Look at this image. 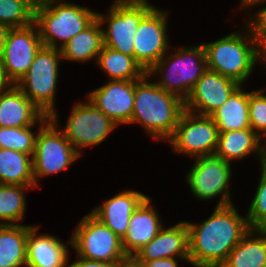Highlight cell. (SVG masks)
Wrapping results in <instances>:
<instances>
[{
  "mask_svg": "<svg viewBox=\"0 0 266 267\" xmlns=\"http://www.w3.org/2000/svg\"><path fill=\"white\" fill-rule=\"evenodd\" d=\"M42 46L35 23L9 31L3 49L2 62L5 75L11 84H16L25 75Z\"/></svg>",
  "mask_w": 266,
  "mask_h": 267,
  "instance_id": "obj_14",
  "label": "cell"
},
{
  "mask_svg": "<svg viewBox=\"0 0 266 267\" xmlns=\"http://www.w3.org/2000/svg\"><path fill=\"white\" fill-rule=\"evenodd\" d=\"M135 80H110L91 90L87 99L118 126L130 124L134 109Z\"/></svg>",
  "mask_w": 266,
  "mask_h": 267,
  "instance_id": "obj_16",
  "label": "cell"
},
{
  "mask_svg": "<svg viewBox=\"0 0 266 267\" xmlns=\"http://www.w3.org/2000/svg\"><path fill=\"white\" fill-rule=\"evenodd\" d=\"M49 118L15 84L0 90V127L35 126Z\"/></svg>",
  "mask_w": 266,
  "mask_h": 267,
  "instance_id": "obj_18",
  "label": "cell"
},
{
  "mask_svg": "<svg viewBox=\"0 0 266 267\" xmlns=\"http://www.w3.org/2000/svg\"><path fill=\"white\" fill-rule=\"evenodd\" d=\"M0 184L35 186L32 157L23 152L0 148Z\"/></svg>",
  "mask_w": 266,
  "mask_h": 267,
  "instance_id": "obj_27",
  "label": "cell"
},
{
  "mask_svg": "<svg viewBox=\"0 0 266 267\" xmlns=\"http://www.w3.org/2000/svg\"><path fill=\"white\" fill-rule=\"evenodd\" d=\"M149 79L146 73L141 79L135 80L131 124H140L154 140L168 141L185 110V102Z\"/></svg>",
  "mask_w": 266,
  "mask_h": 267,
  "instance_id": "obj_2",
  "label": "cell"
},
{
  "mask_svg": "<svg viewBox=\"0 0 266 267\" xmlns=\"http://www.w3.org/2000/svg\"><path fill=\"white\" fill-rule=\"evenodd\" d=\"M104 46L102 26L97 18L83 31L72 38L61 50L62 60L73 62H97Z\"/></svg>",
  "mask_w": 266,
  "mask_h": 267,
  "instance_id": "obj_26",
  "label": "cell"
},
{
  "mask_svg": "<svg viewBox=\"0 0 266 267\" xmlns=\"http://www.w3.org/2000/svg\"><path fill=\"white\" fill-rule=\"evenodd\" d=\"M58 117L55 112L44 124H38L32 156L35 187L39 178L60 173L81 157L58 128Z\"/></svg>",
  "mask_w": 266,
  "mask_h": 267,
  "instance_id": "obj_8",
  "label": "cell"
},
{
  "mask_svg": "<svg viewBox=\"0 0 266 267\" xmlns=\"http://www.w3.org/2000/svg\"><path fill=\"white\" fill-rule=\"evenodd\" d=\"M240 86L235 80L207 69L185 100V109L210 116Z\"/></svg>",
  "mask_w": 266,
  "mask_h": 267,
  "instance_id": "obj_15",
  "label": "cell"
},
{
  "mask_svg": "<svg viewBox=\"0 0 266 267\" xmlns=\"http://www.w3.org/2000/svg\"><path fill=\"white\" fill-rule=\"evenodd\" d=\"M117 126L86 98V102L79 101L72 107L66 126L61 130L82 156V148L101 144Z\"/></svg>",
  "mask_w": 266,
  "mask_h": 267,
  "instance_id": "obj_12",
  "label": "cell"
},
{
  "mask_svg": "<svg viewBox=\"0 0 266 267\" xmlns=\"http://www.w3.org/2000/svg\"><path fill=\"white\" fill-rule=\"evenodd\" d=\"M95 63L109 80H139L147 73L134 57L106 46H103Z\"/></svg>",
  "mask_w": 266,
  "mask_h": 267,
  "instance_id": "obj_28",
  "label": "cell"
},
{
  "mask_svg": "<svg viewBox=\"0 0 266 267\" xmlns=\"http://www.w3.org/2000/svg\"><path fill=\"white\" fill-rule=\"evenodd\" d=\"M10 30L9 26L0 23V58H2L4 45Z\"/></svg>",
  "mask_w": 266,
  "mask_h": 267,
  "instance_id": "obj_37",
  "label": "cell"
},
{
  "mask_svg": "<svg viewBox=\"0 0 266 267\" xmlns=\"http://www.w3.org/2000/svg\"><path fill=\"white\" fill-rule=\"evenodd\" d=\"M167 55L166 53L147 73L150 77L160 73L161 77L159 81H155L156 84L185 102L198 79L207 70L204 47L197 44L175 48L172 54Z\"/></svg>",
  "mask_w": 266,
  "mask_h": 267,
  "instance_id": "obj_5",
  "label": "cell"
},
{
  "mask_svg": "<svg viewBox=\"0 0 266 267\" xmlns=\"http://www.w3.org/2000/svg\"><path fill=\"white\" fill-rule=\"evenodd\" d=\"M106 14L96 13L104 46L134 57L133 39L141 20L155 7L148 0H114Z\"/></svg>",
  "mask_w": 266,
  "mask_h": 267,
  "instance_id": "obj_7",
  "label": "cell"
},
{
  "mask_svg": "<svg viewBox=\"0 0 266 267\" xmlns=\"http://www.w3.org/2000/svg\"><path fill=\"white\" fill-rule=\"evenodd\" d=\"M168 12L156 6L141 20L133 39L134 58L148 72L169 52Z\"/></svg>",
  "mask_w": 266,
  "mask_h": 267,
  "instance_id": "obj_13",
  "label": "cell"
},
{
  "mask_svg": "<svg viewBox=\"0 0 266 267\" xmlns=\"http://www.w3.org/2000/svg\"><path fill=\"white\" fill-rule=\"evenodd\" d=\"M262 140L252 128L219 132L215 155L232 163L255 153L261 163L266 161V142L263 145Z\"/></svg>",
  "mask_w": 266,
  "mask_h": 267,
  "instance_id": "obj_22",
  "label": "cell"
},
{
  "mask_svg": "<svg viewBox=\"0 0 266 267\" xmlns=\"http://www.w3.org/2000/svg\"><path fill=\"white\" fill-rule=\"evenodd\" d=\"M251 14H246L247 16L249 15L248 22L246 23L251 27L254 38L259 44L263 55L266 57V7L264 6L254 14Z\"/></svg>",
  "mask_w": 266,
  "mask_h": 267,
  "instance_id": "obj_34",
  "label": "cell"
},
{
  "mask_svg": "<svg viewBox=\"0 0 266 267\" xmlns=\"http://www.w3.org/2000/svg\"><path fill=\"white\" fill-rule=\"evenodd\" d=\"M266 89L248 92L249 122L251 128L266 142Z\"/></svg>",
  "mask_w": 266,
  "mask_h": 267,
  "instance_id": "obj_33",
  "label": "cell"
},
{
  "mask_svg": "<svg viewBox=\"0 0 266 267\" xmlns=\"http://www.w3.org/2000/svg\"><path fill=\"white\" fill-rule=\"evenodd\" d=\"M243 88V85H240L227 101L210 115L219 132L251 128L248 92Z\"/></svg>",
  "mask_w": 266,
  "mask_h": 267,
  "instance_id": "obj_25",
  "label": "cell"
},
{
  "mask_svg": "<svg viewBox=\"0 0 266 267\" xmlns=\"http://www.w3.org/2000/svg\"><path fill=\"white\" fill-rule=\"evenodd\" d=\"M260 165V181L246 213L250 229H266V161Z\"/></svg>",
  "mask_w": 266,
  "mask_h": 267,
  "instance_id": "obj_32",
  "label": "cell"
},
{
  "mask_svg": "<svg viewBox=\"0 0 266 267\" xmlns=\"http://www.w3.org/2000/svg\"><path fill=\"white\" fill-rule=\"evenodd\" d=\"M35 8L26 0H0V23L23 28L34 23Z\"/></svg>",
  "mask_w": 266,
  "mask_h": 267,
  "instance_id": "obj_30",
  "label": "cell"
},
{
  "mask_svg": "<svg viewBox=\"0 0 266 267\" xmlns=\"http://www.w3.org/2000/svg\"><path fill=\"white\" fill-rule=\"evenodd\" d=\"M30 5H32L34 8L41 6V0H26Z\"/></svg>",
  "mask_w": 266,
  "mask_h": 267,
  "instance_id": "obj_40",
  "label": "cell"
},
{
  "mask_svg": "<svg viewBox=\"0 0 266 267\" xmlns=\"http://www.w3.org/2000/svg\"><path fill=\"white\" fill-rule=\"evenodd\" d=\"M177 257L189 262L188 225L181 221L165 228L130 259L132 263H146L155 259Z\"/></svg>",
  "mask_w": 266,
  "mask_h": 267,
  "instance_id": "obj_17",
  "label": "cell"
},
{
  "mask_svg": "<svg viewBox=\"0 0 266 267\" xmlns=\"http://www.w3.org/2000/svg\"><path fill=\"white\" fill-rule=\"evenodd\" d=\"M234 204L215 207L200 224L188 225L189 262L193 267H220L250 230L247 217Z\"/></svg>",
  "mask_w": 266,
  "mask_h": 267,
  "instance_id": "obj_1",
  "label": "cell"
},
{
  "mask_svg": "<svg viewBox=\"0 0 266 267\" xmlns=\"http://www.w3.org/2000/svg\"><path fill=\"white\" fill-rule=\"evenodd\" d=\"M119 267H136L131 261Z\"/></svg>",
  "mask_w": 266,
  "mask_h": 267,
  "instance_id": "obj_41",
  "label": "cell"
},
{
  "mask_svg": "<svg viewBox=\"0 0 266 267\" xmlns=\"http://www.w3.org/2000/svg\"><path fill=\"white\" fill-rule=\"evenodd\" d=\"M33 126L28 127H0V148L34 154L36 133Z\"/></svg>",
  "mask_w": 266,
  "mask_h": 267,
  "instance_id": "obj_31",
  "label": "cell"
},
{
  "mask_svg": "<svg viewBox=\"0 0 266 267\" xmlns=\"http://www.w3.org/2000/svg\"><path fill=\"white\" fill-rule=\"evenodd\" d=\"M176 257L165 258V259H155L148 261L146 263H133L136 267H179Z\"/></svg>",
  "mask_w": 266,
  "mask_h": 267,
  "instance_id": "obj_35",
  "label": "cell"
},
{
  "mask_svg": "<svg viewBox=\"0 0 266 267\" xmlns=\"http://www.w3.org/2000/svg\"><path fill=\"white\" fill-rule=\"evenodd\" d=\"M146 197L137 191L124 190L99 204L90 213L123 240L132 214Z\"/></svg>",
  "mask_w": 266,
  "mask_h": 267,
  "instance_id": "obj_19",
  "label": "cell"
},
{
  "mask_svg": "<svg viewBox=\"0 0 266 267\" xmlns=\"http://www.w3.org/2000/svg\"><path fill=\"white\" fill-rule=\"evenodd\" d=\"M246 25L247 28L242 31L240 29L216 41L202 43L207 69L231 78L240 85L250 78L257 63L263 66L265 64L266 68V57L254 38L251 27L248 23Z\"/></svg>",
  "mask_w": 266,
  "mask_h": 267,
  "instance_id": "obj_3",
  "label": "cell"
},
{
  "mask_svg": "<svg viewBox=\"0 0 266 267\" xmlns=\"http://www.w3.org/2000/svg\"><path fill=\"white\" fill-rule=\"evenodd\" d=\"M96 13L73 2L50 1L35 8L34 23L43 46L62 49L96 19Z\"/></svg>",
  "mask_w": 266,
  "mask_h": 267,
  "instance_id": "obj_4",
  "label": "cell"
},
{
  "mask_svg": "<svg viewBox=\"0 0 266 267\" xmlns=\"http://www.w3.org/2000/svg\"><path fill=\"white\" fill-rule=\"evenodd\" d=\"M71 239V248L77 256L115 264L118 267L130 261L126 255L122 240L91 213L85 215L75 228Z\"/></svg>",
  "mask_w": 266,
  "mask_h": 267,
  "instance_id": "obj_9",
  "label": "cell"
},
{
  "mask_svg": "<svg viewBox=\"0 0 266 267\" xmlns=\"http://www.w3.org/2000/svg\"><path fill=\"white\" fill-rule=\"evenodd\" d=\"M266 263V229H250L220 267H263Z\"/></svg>",
  "mask_w": 266,
  "mask_h": 267,
  "instance_id": "obj_23",
  "label": "cell"
},
{
  "mask_svg": "<svg viewBox=\"0 0 266 267\" xmlns=\"http://www.w3.org/2000/svg\"><path fill=\"white\" fill-rule=\"evenodd\" d=\"M33 225H0V267H26L27 236Z\"/></svg>",
  "mask_w": 266,
  "mask_h": 267,
  "instance_id": "obj_24",
  "label": "cell"
},
{
  "mask_svg": "<svg viewBox=\"0 0 266 267\" xmlns=\"http://www.w3.org/2000/svg\"><path fill=\"white\" fill-rule=\"evenodd\" d=\"M40 225L34 226L27 236V263L29 267H68L69 247L51 234H37Z\"/></svg>",
  "mask_w": 266,
  "mask_h": 267,
  "instance_id": "obj_21",
  "label": "cell"
},
{
  "mask_svg": "<svg viewBox=\"0 0 266 267\" xmlns=\"http://www.w3.org/2000/svg\"><path fill=\"white\" fill-rule=\"evenodd\" d=\"M262 3H266V0H240L241 7L242 9L248 10V8H255V5H260Z\"/></svg>",
  "mask_w": 266,
  "mask_h": 267,
  "instance_id": "obj_39",
  "label": "cell"
},
{
  "mask_svg": "<svg viewBox=\"0 0 266 267\" xmlns=\"http://www.w3.org/2000/svg\"><path fill=\"white\" fill-rule=\"evenodd\" d=\"M12 84L7 79L4 71L2 58H0V90L10 87Z\"/></svg>",
  "mask_w": 266,
  "mask_h": 267,
  "instance_id": "obj_38",
  "label": "cell"
},
{
  "mask_svg": "<svg viewBox=\"0 0 266 267\" xmlns=\"http://www.w3.org/2000/svg\"><path fill=\"white\" fill-rule=\"evenodd\" d=\"M76 257L77 259L75 260V262L71 264L68 263V267H118L117 265L108 262L88 260L78 256Z\"/></svg>",
  "mask_w": 266,
  "mask_h": 267,
  "instance_id": "obj_36",
  "label": "cell"
},
{
  "mask_svg": "<svg viewBox=\"0 0 266 267\" xmlns=\"http://www.w3.org/2000/svg\"><path fill=\"white\" fill-rule=\"evenodd\" d=\"M50 1H61V0H41V6Z\"/></svg>",
  "mask_w": 266,
  "mask_h": 267,
  "instance_id": "obj_42",
  "label": "cell"
},
{
  "mask_svg": "<svg viewBox=\"0 0 266 267\" xmlns=\"http://www.w3.org/2000/svg\"><path fill=\"white\" fill-rule=\"evenodd\" d=\"M150 201L151 198L147 196L134 211L122 240L123 249L130 259L164 227L158 212Z\"/></svg>",
  "mask_w": 266,
  "mask_h": 267,
  "instance_id": "obj_20",
  "label": "cell"
},
{
  "mask_svg": "<svg viewBox=\"0 0 266 267\" xmlns=\"http://www.w3.org/2000/svg\"><path fill=\"white\" fill-rule=\"evenodd\" d=\"M232 175L230 162L216 155H208L194 159L186 181L197 199L204 202L220 196L216 207H223L233 204L229 189Z\"/></svg>",
  "mask_w": 266,
  "mask_h": 267,
  "instance_id": "obj_10",
  "label": "cell"
},
{
  "mask_svg": "<svg viewBox=\"0 0 266 267\" xmlns=\"http://www.w3.org/2000/svg\"><path fill=\"white\" fill-rule=\"evenodd\" d=\"M61 59L60 49L42 46L29 70L15 84L41 112L49 117L57 111L55 96Z\"/></svg>",
  "mask_w": 266,
  "mask_h": 267,
  "instance_id": "obj_6",
  "label": "cell"
},
{
  "mask_svg": "<svg viewBox=\"0 0 266 267\" xmlns=\"http://www.w3.org/2000/svg\"><path fill=\"white\" fill-rule=\"evenodd\" d=\"M29 188L35 186L0 184V225H17L24 219L27 207L24 191Z\"/></svg>",
  "mask_w": 266,
  "mask_h": 267,
  "instance_id": "obj_29",
  "label": "cell"
},
{
  "mask_svg": "<svg viewBox=\"0 0 266 267\" xmlns=\"http://www.w3.org/2000/svg\"><path fill=\"white\" fill-rule=\"evenodd\" d=\"M219 130L211 116L184 110L173 136L167 141L174 152L193 159L215 155Z\"/></svg>",
  "mask_w": 266,
  "mask_h": 267,
  "instance_id": "obj_11",
  "label": "cell"
}]
</instances>
